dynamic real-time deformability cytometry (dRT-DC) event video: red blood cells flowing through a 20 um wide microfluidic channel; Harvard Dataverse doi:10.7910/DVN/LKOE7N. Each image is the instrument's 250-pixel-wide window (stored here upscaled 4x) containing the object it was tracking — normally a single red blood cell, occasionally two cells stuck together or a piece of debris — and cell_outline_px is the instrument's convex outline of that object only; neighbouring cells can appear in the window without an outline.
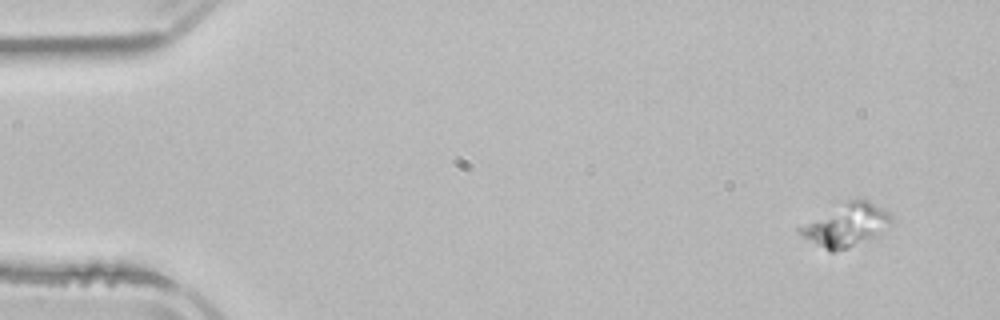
{"species": "common noctule bat (a hibernating species)", "species_latin": "Nyctalus noctula", "temperature_condition": "room temperature", "stored_images_in_passage": 6, "camera_frame_rate_fps": 3000, "um_per_image_px": 0.085, "animal": {"sex": "male", "body_mass_g": 21.5, "forearm_length_mm": 52.0}, "frame": {"image": 1, "passage_image": 1, "time_ms": 0.0, "image_size_px": [1000, 320], "cell_outline_px": [[892, 224], [876, 236], [844, 248], [832, 252], [828, 252], [804, 236], [796, 228], [848, 200], [868, 200], [888, 212], [892, 216]], "centroid_in_image_um": [71.97, 19.13], "position_along_channel_um": 13.0, "area_um2": 21.96}}
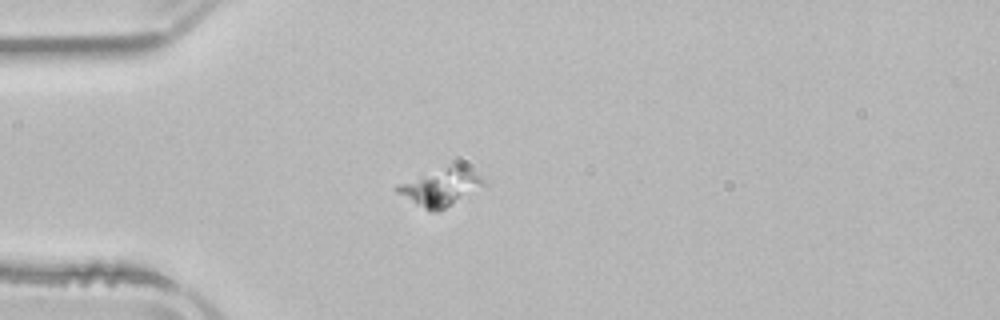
{"frame": {"image": 2, "passage_image": 4, "time_ms": 3.667, "image_size_px": [1000, 320], "cell_outline_px": [[484, 184], [452, 204], [436, 212], [432, 212], [416, 204], [396, 192], [396, 184], [452, 164], [460, 164], [480, 176], [484, 180]], "centroid_in_image_um": [37.42, 15.9], "position_along_channel_um": 47.6, "area_um2": 18.09}}
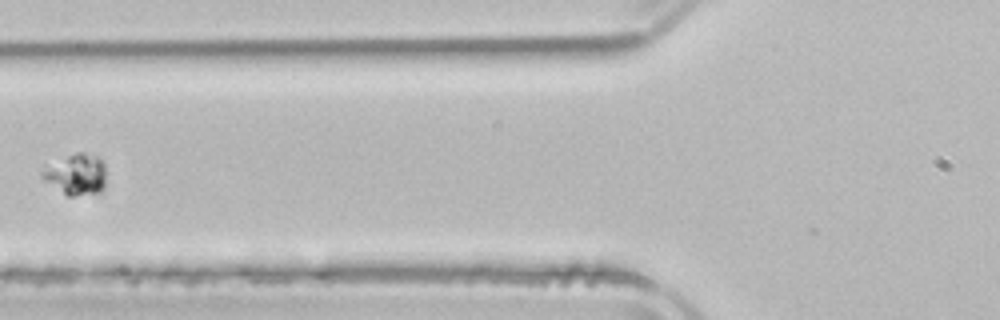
{"frame": {"image": 3, "passage_image": 6, "time_ms": 6.0, "image_size_px": [1000, 320], "cell_outline_px": [[104, 188], [100, 192], [72, 196], [68, 196], [44, 180], [40, 176], [40, 172], [44, 164], [76, 152], [84, 152], [96, 156], [104, 164]], "centroid_in_image_um": [6.41, 14.8], "position_along_channel_um": 119.4, "area_um2": 15.37}}